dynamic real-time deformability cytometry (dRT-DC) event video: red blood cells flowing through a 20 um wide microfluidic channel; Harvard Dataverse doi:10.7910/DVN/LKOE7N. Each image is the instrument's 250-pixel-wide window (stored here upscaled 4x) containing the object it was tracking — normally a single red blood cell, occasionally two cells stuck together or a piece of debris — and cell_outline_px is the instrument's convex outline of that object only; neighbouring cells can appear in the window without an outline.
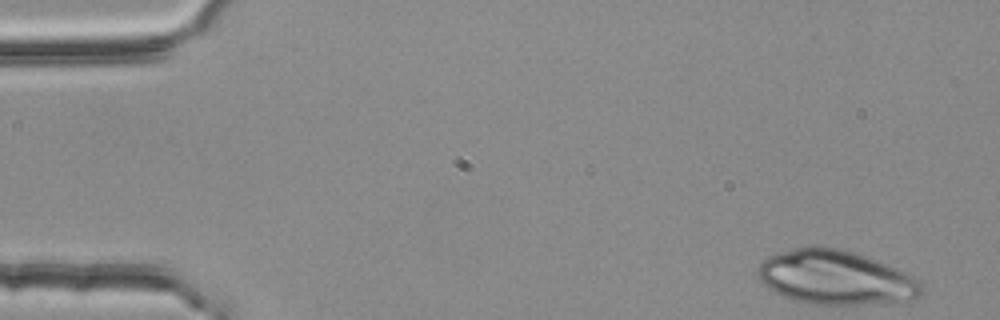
{"species": "common noctule bat (a hibernating species)", "species_latin": "Nyctalus noctula", "temperature_condition": "room temperature", "stored_images_in_passage": 4, "camera_frame_rate_fps": 3000, "um_per_image_px": 0.085, "animal": {"sex": "female", "body_mass_g": 25.1}, "frame": {"image": 1, "passage_image": 1, "time_ms": 0.0, "image_size_px": [1000, 320], "cell_outline_px": [[924, 292], [920, 296], [864, 304], [808, 304], [792, 300], [768, 288], [760, 280], [756, 272], [760, 264], [764, 260], [772, 256], [796, 248], [840, 248], [856, 252], [868, 256], [896, 268], [920, 280], [924, 284]], "centroid_in_image_um": [71.04, 23.59], "position_along_channel_um": 14.0, "area_um2": 50.81}}